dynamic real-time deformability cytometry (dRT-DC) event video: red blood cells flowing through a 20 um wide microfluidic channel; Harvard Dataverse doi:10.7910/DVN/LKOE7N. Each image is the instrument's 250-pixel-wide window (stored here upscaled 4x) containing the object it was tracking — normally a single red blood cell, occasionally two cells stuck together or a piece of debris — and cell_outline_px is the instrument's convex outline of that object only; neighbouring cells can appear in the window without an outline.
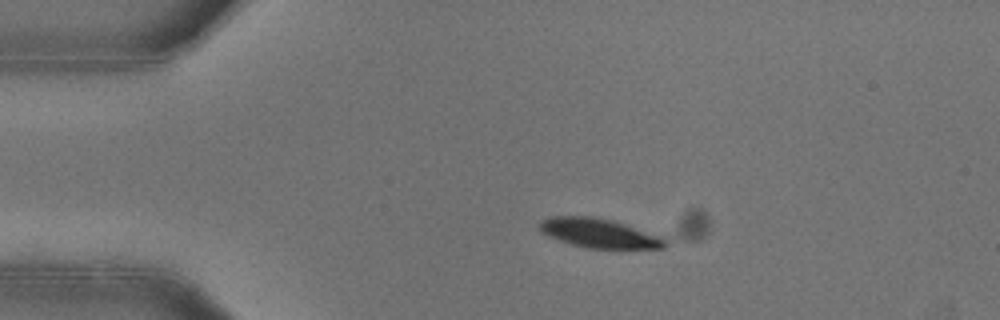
{"species": "common noctule bat (a hibernating species)", "species_latin": "Nyctalus noctula", "temperature_condition": "warm", "stored_images_in_passage": 53, "camera_frame_rate_fps": 3000, "um_per_image_px": 0.085, "animal": {"sex": "female"}, "frame": {"image": 1, "passage_image": 11, "time_ms": 3.333, "image_size_px": [1000, 320], "cell_outline_px": [[668, 244], [664, 248], [588, 248], [572, 244], [560, 240], [540, 232], [536, 228], [540, 220], [552, 216], [592, 216], [612, 220], [664, 236], [668, 240]], "centroid_in_image_um": [50.94, 19.81], "position_along_channel_um": 34.1, "area_um2": 21.62}}
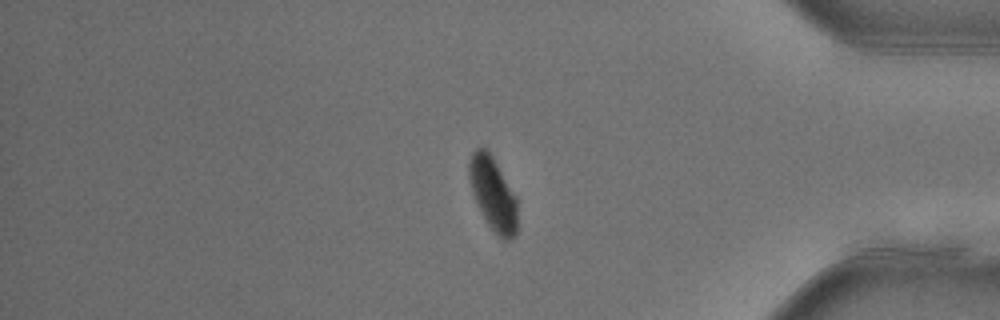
{"frame": {"image": 2, "passage_image": 44, "time_ms": 14.333, "image_size_px": [1000, 320], "cell_outline_px": [[516, 236], [508, 240], [504, 240], [488, 224], [472, 192], [468, 176], [468, 160], [472, 152], [476, 148], [484, 148], [492, 156], [516, 196]], "centroid_in_image_um": [41.89, 16.44], "position_along_channel_um": 393.3, "area_um2": 20.17}}
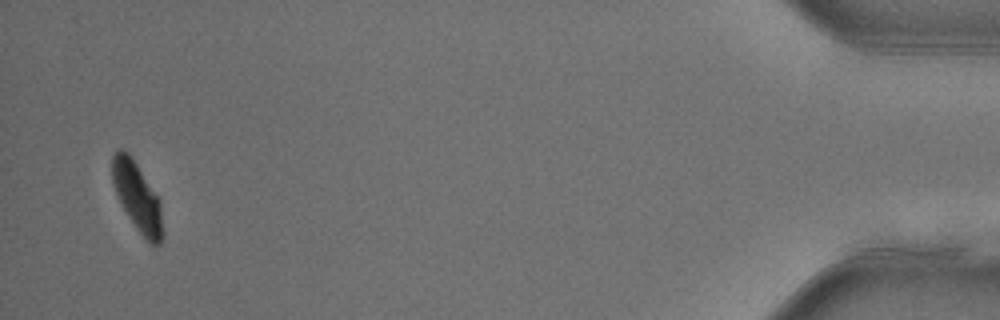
{"frame": {"image": 3, "passage_image": 51, "time_ms": 16.667, "image_size_px": [1000, 320], "cell_outline_px": [[164, 236], [160, 244], [152, 244], [136, 228], [128, 216], [112, 184], [112, 156], [116, 148], [120, 148], [128, 152], [160, 200], [164, 232]], "centroid_in_image_um": [11.67, 16.73], "position_along_channel_um": 423.5, "area_um2": 20.0}, "authors_computed_cell_mechanics": {"area_um2": 22.7154, "velocity_mm_per_s": 3.9256, "shape_relaxation_time_tau1_ms": 2.6932, "shape_relaxation_time_tau2_ms": 10.4177, "deformation_change_tau1": 0.1288, "deformation_change_tau2": 0.0718}}